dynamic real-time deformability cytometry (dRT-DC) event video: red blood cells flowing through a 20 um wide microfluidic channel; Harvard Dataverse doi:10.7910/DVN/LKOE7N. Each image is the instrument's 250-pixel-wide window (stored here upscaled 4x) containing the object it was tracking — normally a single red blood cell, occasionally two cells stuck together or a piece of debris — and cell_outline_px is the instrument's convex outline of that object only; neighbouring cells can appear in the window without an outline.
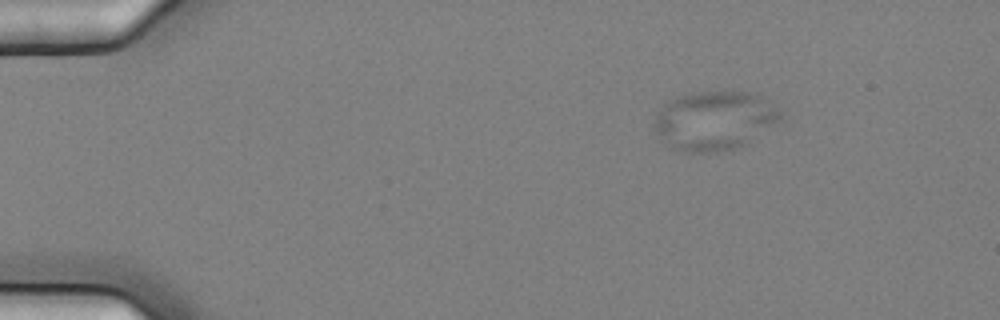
{"species": "common noctule bat (a hibernating species)", "species_latin": "Nyctalus noctula", "temperature_condition": "cold", "stored_images_in_passage": 6, "camera_frame_rate_fps": 3000, "um_per_image_px": 0.085, "animal": {"sex": "female", "body_mass_g": 25.1}, "frame": {"image": 1, "passage_image": 1, "time_ms": 0.0, "image_size_px": [1000, 320], "cell_outline_px": [[780, 120], [748, 144], [716, 152], [688, 152], [676, 148], [668, 144], [652, 128], [656, 116], [660, 108], [668, 100], [684, 92], [756, 92], [768, 100], [780, 112]], "centroid_in_image_um": [60.72, 10.22], "position_along_channel_um": 24.3, "area_um2": 43.41}}
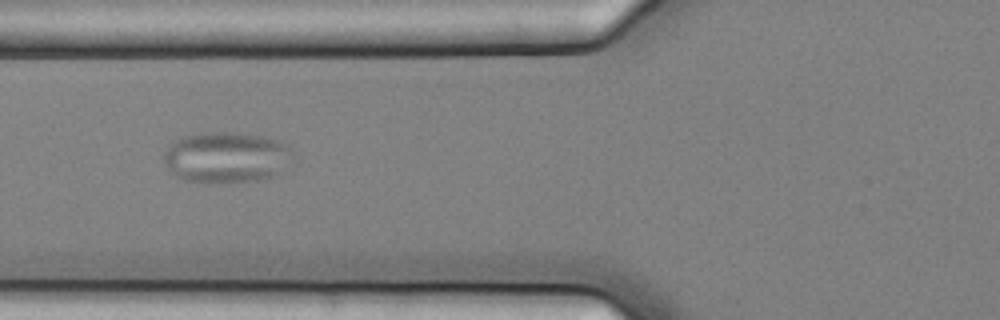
{"frame": {"image": 2, "passage_image": 5, "time_ms": 1.333, "image_size_px": [1000, 320], "cell_outline_px": [[292, 156], [276, 176], [256, 180], [220, 184], [204, 184], [184, 180], [168, 172], [164, 160], [164, 152], [180, 136], [204, 132], [240, 132], [260, 136], [276, 140], [288, 144], [292, 152]], "centroid_in_image_um": [19.19, 13.39], "position_along_channel_um": 106.6, "area_um2": 38.84}}
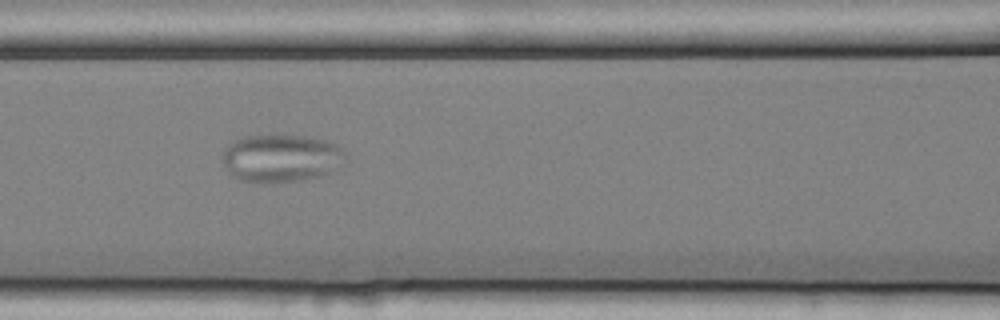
{"frame": {"image": 3, "passage_image": 6, "time_ms": 1.667, "image_size_px": [1000, 320], "cell_outline_px": [[348, 160], [324, 176], [300, 180], [268, 184], [240, 180], [232, 176], [228, 172], [224, 164], [224, 148], [228, 144], [240, 136], [280, 132], [304, 136], [324, 140], [336, 144], [344, 148], [348, 156]], "centroid_in_image_um": [23.92, 13.41], "position_along_channel_um": 142.7, "area_um2": 35.66}}